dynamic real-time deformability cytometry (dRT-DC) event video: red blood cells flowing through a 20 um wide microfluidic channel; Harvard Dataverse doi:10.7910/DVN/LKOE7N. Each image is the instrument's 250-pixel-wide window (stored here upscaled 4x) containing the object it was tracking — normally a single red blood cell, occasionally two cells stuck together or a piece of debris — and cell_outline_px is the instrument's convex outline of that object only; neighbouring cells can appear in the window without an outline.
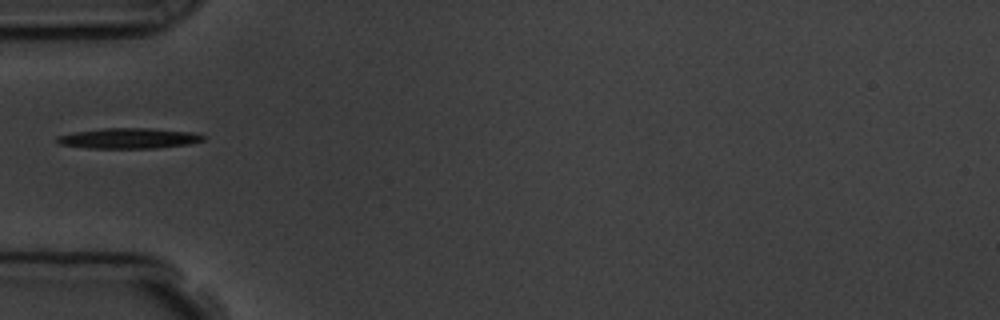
{"species": "common noctule bat (a hibernating species)", "species_latin": "Nyctalus noctula", "temperature_condition": "room temperature", "stored_images_in_passage": 5, "camera_frame_rate_fps": 3000, "um_per_image_px": 0.085, "animal": {"sex": "male", "body_mass_g": 19.5, "forearm_length_mm": 54.6}, "frame": {"image": 1, "passage_image": 5, "time_ms": 5.333, "image_size_px": [1000, 320], "cell_outline_px": [[204, 140], [188, 144], [156, 148], [88, 148], [60, 144], [56, 140], [56, 136], [72, 132], [100, 128], [148, 128], [188, 132], [204, 136]], "centroid_in_image_um": [10.87, 11.75], "position_along_channel_um": 74.1, "area_um2": 17.28}}